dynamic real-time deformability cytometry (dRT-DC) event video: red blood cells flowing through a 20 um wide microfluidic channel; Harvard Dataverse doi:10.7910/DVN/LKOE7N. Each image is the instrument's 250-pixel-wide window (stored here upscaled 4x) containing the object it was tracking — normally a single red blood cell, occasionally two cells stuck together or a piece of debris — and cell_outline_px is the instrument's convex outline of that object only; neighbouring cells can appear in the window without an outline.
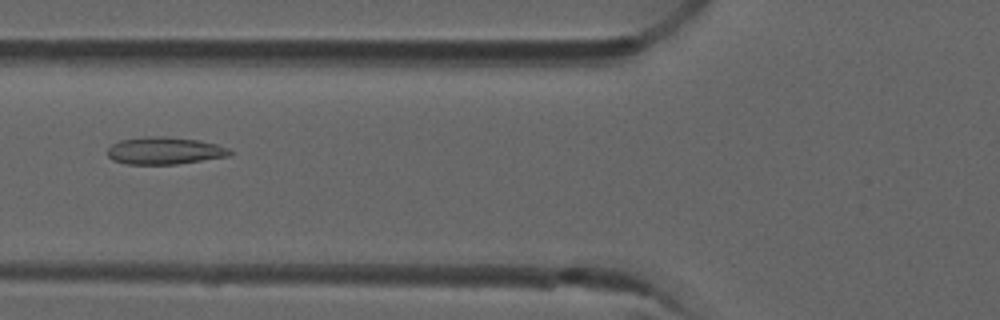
{"species": "common noctule bat (a hibernating species)", "species_latin": "Nyctalus noctula", "temperature_condition": "room temperature", "stored_images_in_passage": 6, "camera_frame_rate_fps": 3000, "um_per_image_px": 0.085, "animal": {"sex": "male", "forearm_length_mm": 52.5}, "frame": {"image": 1, "passage_image": 6, "time_ms": 1.667, "image_size_px": [1000, 320], "cell_outline_px": [[236, 152], [232, 156], [176, 164], [128, 164], [112, 160], [108, 156], [108, 148], [112, 144], [120, 140], [144, 136], [164, 136], [200, 140], [232, 148]], "centroid_in_image_um": [14.07, 12.8], "position_along_channel_um": 111.7, "area_um2": 19.83}}